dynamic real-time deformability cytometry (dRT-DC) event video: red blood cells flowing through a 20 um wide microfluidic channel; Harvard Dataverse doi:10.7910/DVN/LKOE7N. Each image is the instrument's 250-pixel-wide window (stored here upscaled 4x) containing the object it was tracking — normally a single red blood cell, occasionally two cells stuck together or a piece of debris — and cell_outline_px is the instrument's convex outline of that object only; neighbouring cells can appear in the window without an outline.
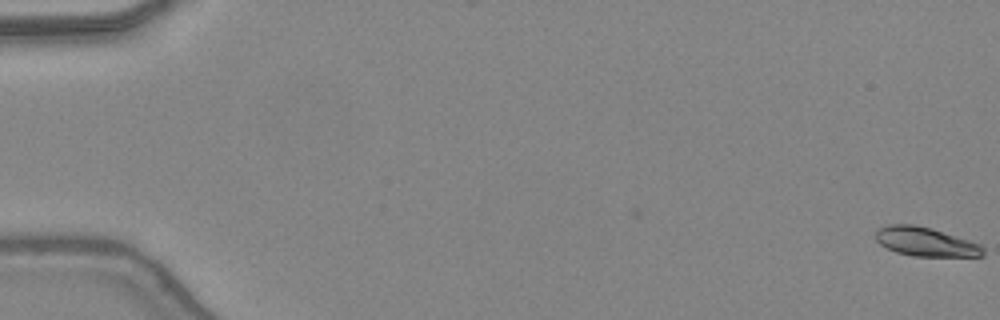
{"species": "common noctule bat (a hibernating species)", "species_latin": "Nyctalus noctula", "temperature_condition": "warm", "stored_images_in_passage": 30, "camera_frame_rate_fps": 3000, "um_per_image_px": 0.085, "animal": {"sex": "female", "body_mass_g": 24.6, "forearm_length_mm": 56.2}, "frame": {"image": 1, "passage_image": 1, "time_ms": 0.0, "image_size_px": [1000, 320], "cell_outline_px": [[984, 256], [912, 256], [896, 252], [880, 244], [876, 240], [876, 232], [880, 228], [888, 224], [916, 224], [968, 240], [980, 244], [984, 248]], "centroid_in_image_um": [78.66, 20.55], "position_along_channel_um": 6.3, "area_um2": 17.92}}
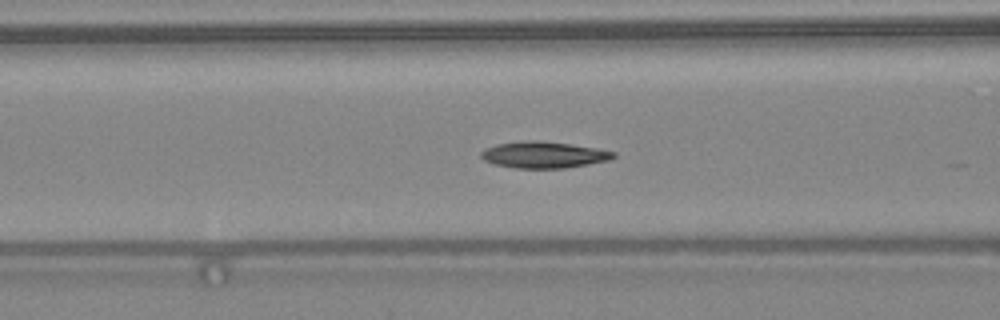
{"frame": {"image": 2, "passage_image": 21, "time_ms": 6.667, "image_size_px": [1000, 320], "cell_outline_px": [[616, 156], [612, 160], [564, 168], [516, 168], [496, 164], [484, 160], [480, 156], [480, 152], [484, 148], [496, 144], [528, 140], [536, 140], [572, 144], [600, 148], [616, 152]], "centroid_in_image_um": [46.26, 13.15], "position_along_channel_um": 120.3, "area_um2": 20.58}}
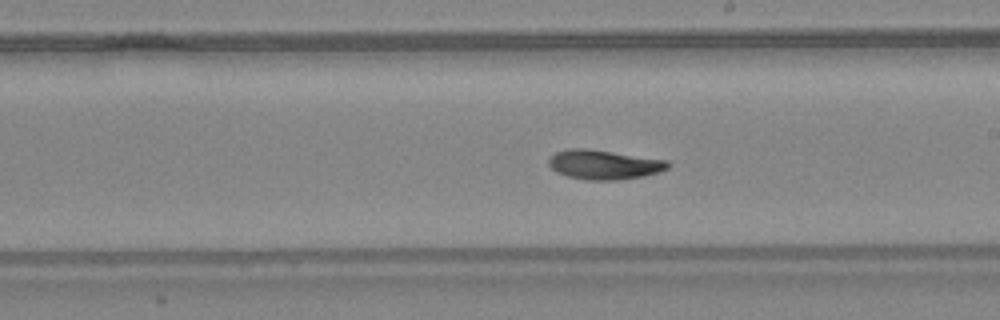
{"frame": {"image": 3, "passage_image": 29, "time_ms": 9.333, "image_size_px": [1000, 320], "cell_outline_px": [[672, 164], [668, 168], [660, 172], [644, 176], [620, 180], [588, 180], [568, 176], [556, 172], [548, 164], [548, 160], [556, 152], [568, 148], [584, 148], [668, 160]], "centroid_in_image_um": [51.37, 14.0], "position_along_channel_um": 237.6, "area_um2": 20.46}}